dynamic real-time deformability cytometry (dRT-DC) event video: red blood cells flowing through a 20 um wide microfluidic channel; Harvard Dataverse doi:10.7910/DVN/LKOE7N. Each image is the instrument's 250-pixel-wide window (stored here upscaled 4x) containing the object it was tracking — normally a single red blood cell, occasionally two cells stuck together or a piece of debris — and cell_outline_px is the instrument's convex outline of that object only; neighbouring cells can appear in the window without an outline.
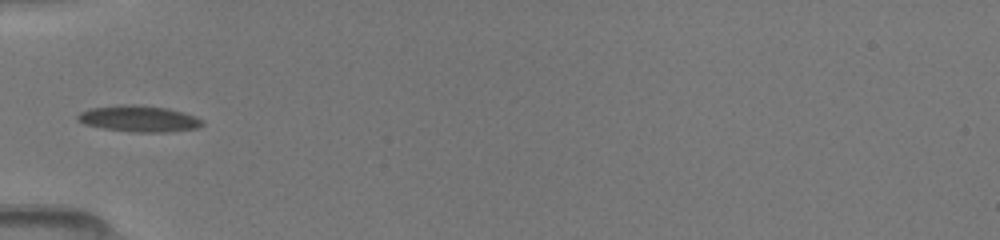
{"species": "common noctule bat (a hibernating species)", "species_latin": "Nyctalus noctula", "temperature_condition": "room temperature", "stored_images_in_passage": 6, "camera_frame_rate_fps": 3000, "um_per_image_px": 0.085, "animal": {"sex": "female", "body_mass_g": 19.5, "forearm_length_mm": 54.1}, "frame": {"image": 1, "passage_image": 1, "time_ms": 0.0, "image_size_px": [1000, 240], "cell_outline_px": [[204, 124], [196, 128], [168, 132], [136, 132], [104, 128], [84, 124], [76, 120], [76, 116], [80, 112], [92, 108], [120, 104], [140, 104], [168, 108], [196, 116], [204, 120]], "centroid_in_image_um": [11.82, 10.08], "position_along_channel_um": 73.2, "area_um2": 19.19}}
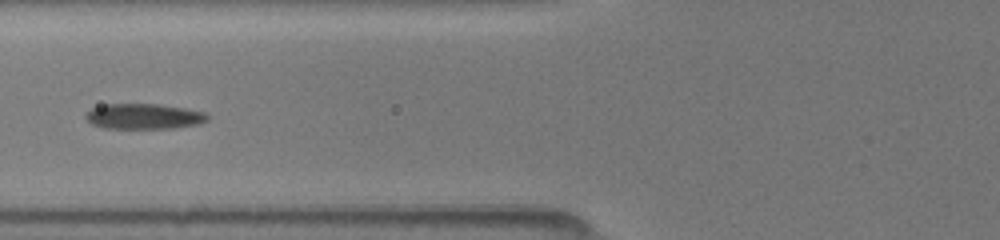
{"frame": {"image": 2, "passage_image": 5, "time_ms": 1.0, "image_size_px": [1000, 240], "cell_outline_px": [[208, 120], [196, 124], [172, 128], [104, 128], [92, 124], [84, 116], [92, 108], [104, 104], [156, 104], [184, 108], [204, 112], [208, 116]], "centroid_in_image_um": [12.2, 9.89], "position_along_channel_um": 113.6, "area_um2": 17.8}}